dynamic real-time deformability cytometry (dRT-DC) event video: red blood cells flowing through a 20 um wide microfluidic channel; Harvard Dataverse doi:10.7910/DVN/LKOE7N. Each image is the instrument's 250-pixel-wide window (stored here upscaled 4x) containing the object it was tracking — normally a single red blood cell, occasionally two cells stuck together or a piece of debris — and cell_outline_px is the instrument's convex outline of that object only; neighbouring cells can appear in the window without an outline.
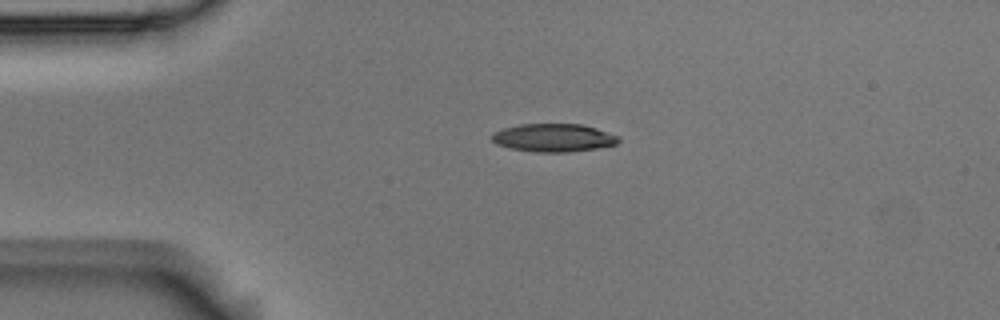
{"species": "Egyptian fruit bat (a non-hibernating species)", "species_latin": "Rousettus aegyptiacus", "temperature_condition": "room temperature", "stored_images_in_passage": 43, "camera_frame_rate_fps": 3000, "um_per_image_px": 0.085, "animal": {"sex": "male"}, "frame": {"image": 1, "passage_image": 1, "time_ms": 0.0, "image_size_px": [1000, 320], "cell_outline_px": [[620, 140], [616, 144], [596, 148], [568, 152], [536, 152], [512, 148], [496, 144], [492, 140], [492, 132], [504, 128], [520, 124], [580, 124], [596, 128], [620, 136]], "centroid_in_image_um": [47.06, 11.7], "position_along_channel_um": 37.9, "area_um2": 20.63}}
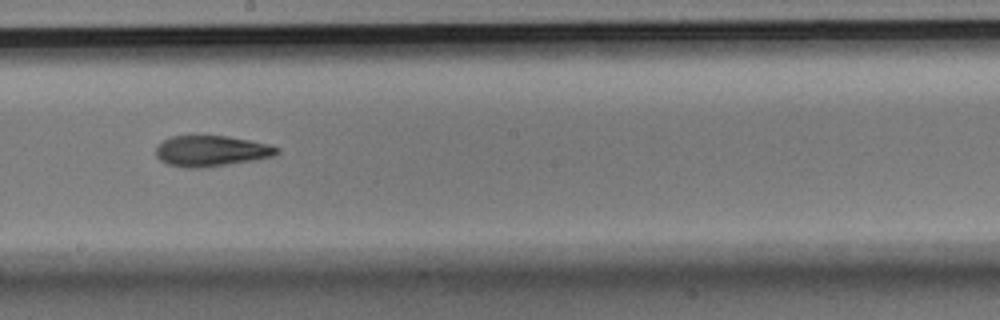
{"frame": {"image": 2, "passage_image": 19, "time_ms": 6.0, "image_size_px": [1000, 320], "cell_outline_px": [[280, 152], [276, 156], [256, 160], [200, 168], [188, 168], [168, 164], [160, 160], [156, 156], [156, 144], [172, 136], [228, 136], [268, 144], [280, 148]], "centroid_in_image_um": [17.98, 12.83], "position_along_channel_um": 230.2, "area_um2": 21.79}}
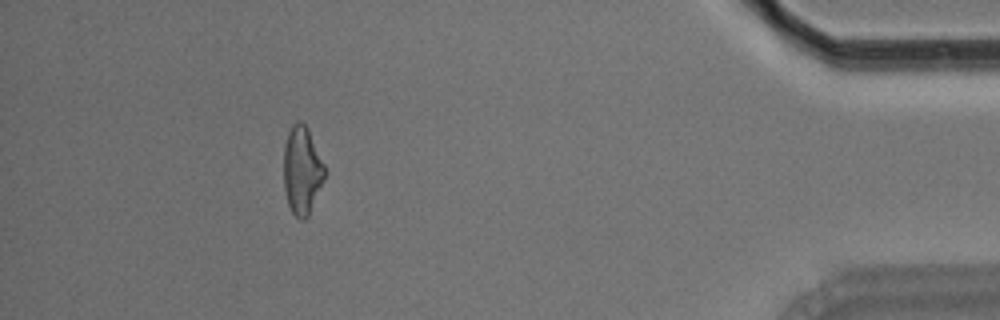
{"frame": {"image": 3, "passage_image": 38, "time_ms": 12.333, "image_size_px": [1000, 320], "cell_outline_px": [[328, 172], [308, 216], [304, 220], [300, 220], [292, 212], [288, 204], [284, 188], [284, 144], [288, 132], [292, 124], [296, 120], [300, 120], [308, 128]], "centroid_in_image_um": [25.69, 14.46], "position_along_channel_um": 409.5, "area_um2": 21.33}, "authors_computed_cell_mechanics": {"area_um2": 21.4438, "velocity_mm_per_s": 3.7019, "shape_relaxation_time_tau1_ms": 3.7291, "shape_relaxation_time_tau2_ms": 2.8241, "deformation_change_tau1": 0.1519, "deformation_change_tau2": 0.1194}}